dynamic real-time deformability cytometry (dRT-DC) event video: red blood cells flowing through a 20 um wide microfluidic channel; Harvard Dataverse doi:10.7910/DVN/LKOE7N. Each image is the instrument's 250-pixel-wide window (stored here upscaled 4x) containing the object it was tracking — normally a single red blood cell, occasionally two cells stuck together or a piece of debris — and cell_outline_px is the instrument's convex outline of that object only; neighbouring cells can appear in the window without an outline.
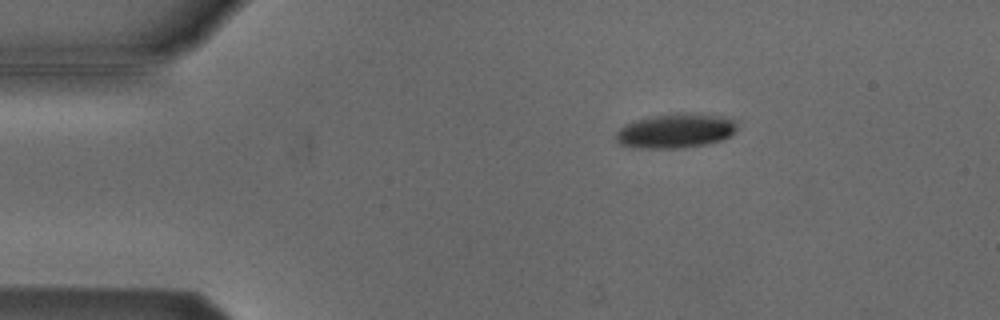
{"species": "Egyptian fruit bat (a non-hibernating species)", "species_latin": "Rousettus aegyptiacus", "temperature_condition": "cold", "stored_images_in_passage": 7, "camera_frame_rate_fps": 3000, "um_per_image_px": 0.085, "animal": {"sex": "male"}, "frame": {"image": 1, "passage_image": 2, "time_ms": 0.333, "image_size_px": [1000, 320], "cell_outline_px": [[736, 132], [720, 140], [704, 144], [684, 148], [648, 148], [620, 144], [616, 140], [616, 132], [624, 124], [632, 120], [652, 116], [676, 112], [692, 112], [720, 116], [736, 120]], "centroid_in_image_um": [57.42, 11.09], "position_along_channel_um": 27.6, "area_um2": 24.45}}
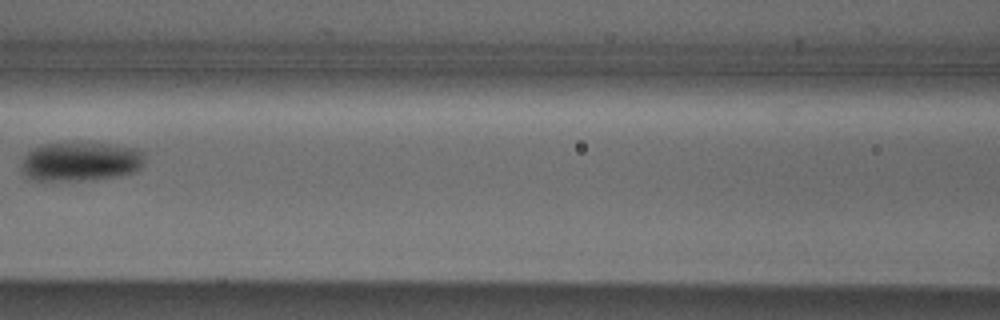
{"frame": {"image": 2, "passage_image": 6, "time_ms": 1.667, "image_size_px": [1000, 320], "cell_outline_px": [[144, 164], [136, 172], [116, 176], [76, 180], [36, 180], [28, 176], [24, 172], [24, 156], [32, 148], [44, 144], [112, 144], [136, 148], [144, 152]], "centroid_in_image_um": [6.92, 13.72], "position_along_channel_um": 159.7, "area_um2": 27.46}}
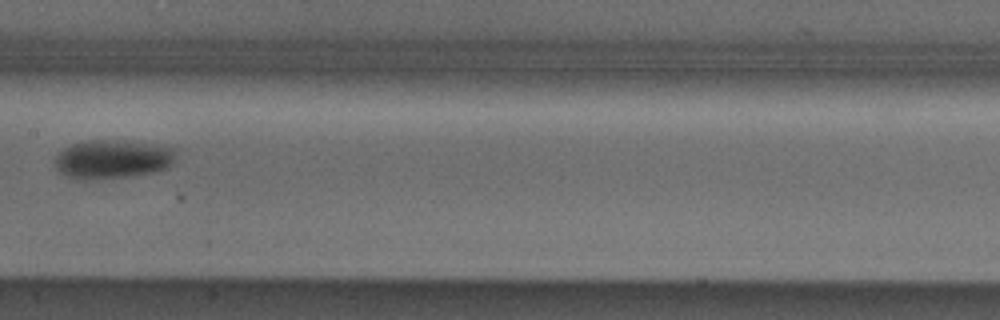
{"frame": {"image": 3, "passage_image": 7, "time_ms": 2.0, "image_size_px": [1000, 320], "cell_outline_px": [[176, 148], [172, 164], [168, 168], [156, 172], [124, 176], [84, 180], [68, 176], [60, 172], [56, 168], [56, 156], [64, 148], [72, 144], [88, 140], [120, 140]], "centroid_in_image_um": [9.57, 13.52], "position_along_channel_um": 197.8, "area_um2": 26.99}}